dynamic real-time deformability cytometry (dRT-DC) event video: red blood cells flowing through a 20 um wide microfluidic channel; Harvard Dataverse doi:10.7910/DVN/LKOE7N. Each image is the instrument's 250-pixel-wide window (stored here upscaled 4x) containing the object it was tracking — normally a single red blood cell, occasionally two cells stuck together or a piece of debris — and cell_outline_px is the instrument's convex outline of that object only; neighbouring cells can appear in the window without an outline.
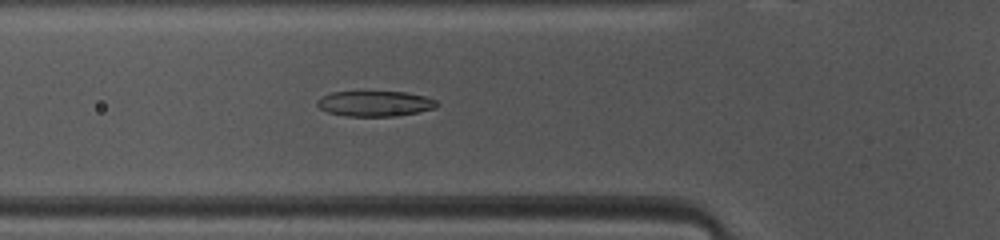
{"species": "common noctule bat (a hibernating species)", "species_latin": "Nyctalus noctula", "temperature_condition": "warm", "stored_images_in_passage": 47, "camera_frame_rate_fps": 3000, "um_per_image_px": 0.085, "animal": {"sex": "female", "body_mass_g": 10.0, "forearm_length_mm": 53.1}, "frame": {"image": 1, "passage_image": 15, "time_ms": 4.667, "image_size_px": [1000, 240], "cell_outline_px": [[440, 104], [436, 108], [400, 116], [348, 116], [328, 112], [320, 108], [316, 104], [316, 100], [320, 96], [332, 92], [404, 92], [424, 96], [436, 100]], "centroid_in_image_um": [31.88, 8.81], "position_along_channel_um": 93.9, "area_um2": 17.8}}
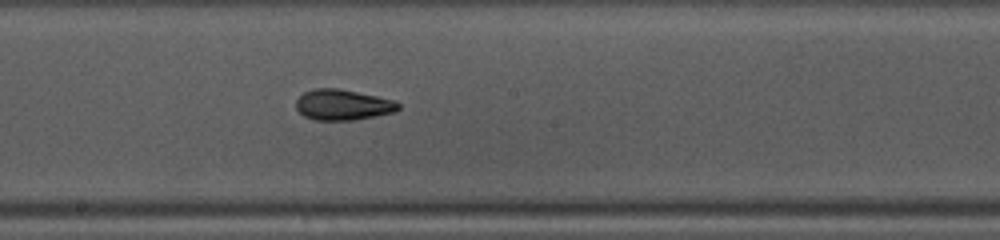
{"frame": {"image": 2, "passage_image": 24, "time_ms": 7.667, "image_size_px": [1000, 240], "cell_outline_px": [[400, 108], [396, 112], [352, 120], [316, 120], [304, 116], [296, 108], [296, 100], [304, 92], [312, 88], [340, 88], [396, 100], [400, 104]], "centroid_in_image_um": [29.16, 8.89], "position_along_channel_um": 219.0, "area_um2": 18.44}}
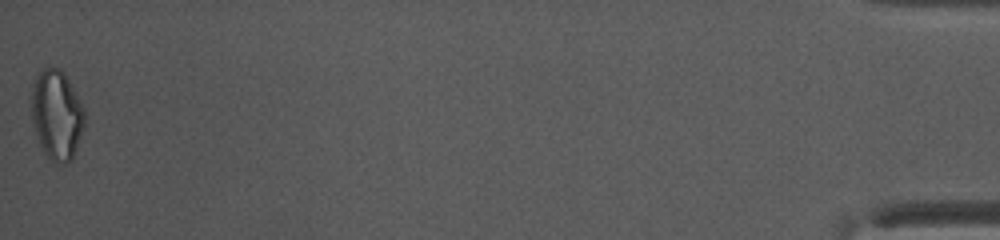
{"frame": {"image": 3, "passage_image": 47, "time_ms": 15.333, "image_size_px": [1000, 240], "cell_outline_px": [[84, 124], [72, 160], [68, 164], [56, 164], [44, 152], [40, 144], [32, 120], [32, 88], [40, 72], [44, 68], [60, 68], [64, 72], [84, 108]], "centroid_in_image_um": [4.83, 9.79], "position_along_channel_um": 430.4, "area_um2": 27.28}, "authors_computed_cell_mechanics": {"area_um2": 18.9006, "velocity_mm_per_s": 4.1446, "shape_relaxation_time_tau1_ms": 3.9819, "shape_relaxation_time_tau2_ms": 1.8603, "deformation_change_tau1": 0.1671, "deformation_change_tau2": 0.0889}}